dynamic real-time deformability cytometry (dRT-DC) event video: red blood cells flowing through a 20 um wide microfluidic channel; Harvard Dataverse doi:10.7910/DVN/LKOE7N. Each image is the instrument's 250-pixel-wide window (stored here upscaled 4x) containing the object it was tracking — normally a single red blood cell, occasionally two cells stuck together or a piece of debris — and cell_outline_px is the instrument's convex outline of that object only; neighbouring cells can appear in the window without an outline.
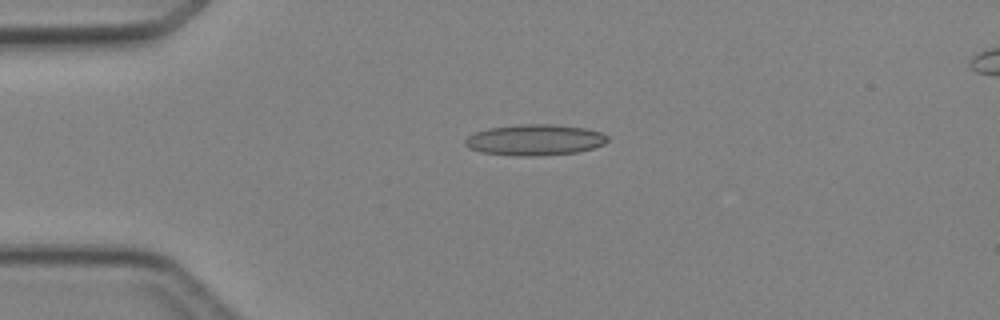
{"species": "Egyptian fruit bat (a non-hibernating species)", "species_latin": "Rousettus aegyptiacus", "temperature_condition": "cold", "stored_images_in_passage": 5, "camera_frame_rate_fps": 3000, "um_per_image_px": 0.085, "animal": {"sex": "female"}, "frame": {"image": 1, "passage_image": 3, "time_ms": 3.0, "image_size_px": [1000, 320], "cell_outline_px": [[608, 140], [604, 144], [592, 148], [576, 152], [536, 156], [516, 156], [480, 152], [468, 148], [464, 144], [464, 140], [468, 136], [476, 132], [488, 128], [520, 124], [552, 124], [584, 128], [600, 132], [608, 136]], "centroid_in_image_um": [45.42, 11.89], "position_along_channel_um": 39.6, "area_um2": 25.72}}
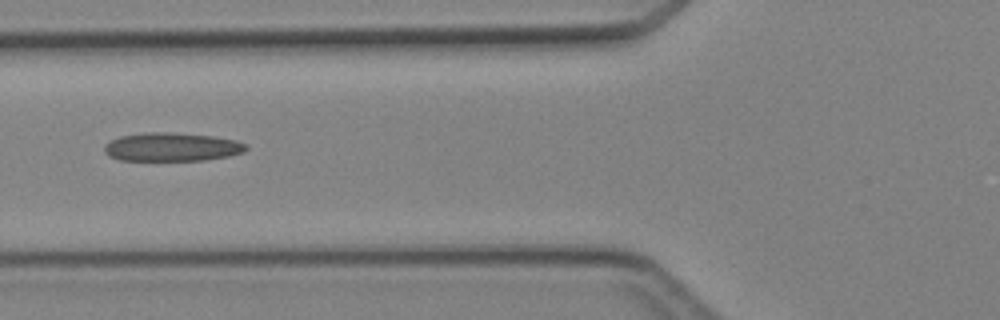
{"frame": {"image": 2, "passage_image": 5, "time_ms": 5.333, "image_size_px": [1000, 320], "cell_outline_px": [[248, 148], [244, 152], [228, 156], [204, 160], [120, 160], [108, 156], [104, 152], [104, 144], [120, 136], [148, 132], [168, 132], [212, 136], [236, 140], [248, 144]], "centroid_in_image_um": [14.61, 12.49], "position_along_channel_um": 111.2, "area_um2": 23.58}}